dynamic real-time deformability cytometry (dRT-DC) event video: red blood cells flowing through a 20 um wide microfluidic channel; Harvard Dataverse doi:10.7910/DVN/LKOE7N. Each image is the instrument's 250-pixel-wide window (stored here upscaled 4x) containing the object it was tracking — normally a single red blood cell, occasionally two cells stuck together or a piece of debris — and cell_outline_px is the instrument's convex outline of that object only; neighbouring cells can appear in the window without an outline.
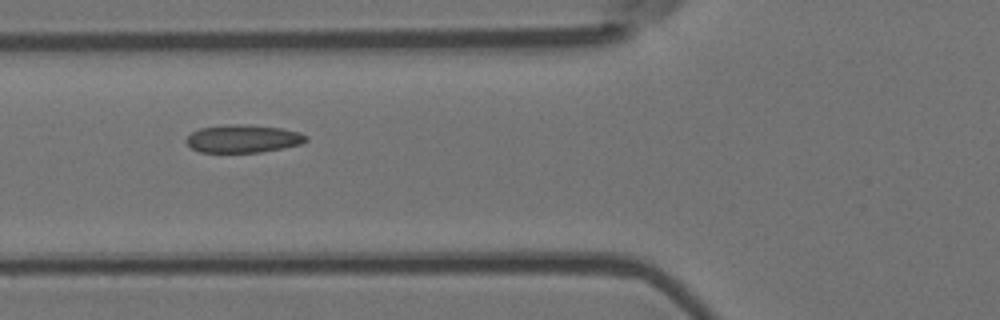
{"species": "Egyptian fruit bat (a non-hibernating species)", "species_latin": "Rousettus aegyptiacus", "temperature_condition": "room temperature", "stored_images_in_passage": 8, "camera_frame_rate_fps": 3000, "um_per_image_px": 0.085, "animal": {"sex": "female"}, "frame": {"image": 1, "passage_image": 6, "time_ms": 1.667, "image_size_px": [1000, 320], "cell_outline_px": [[308, 140], [300, 144], [284, 148], [260, 152], [200, 152], [192, 148], [184, 140], [192, 132], [200, 128], [236, 124], [240, 124], [280, 128], [300, 132], [308, 136]], "centroid_in_image_um": [20.68, 11.79], "position_along_channel_um": 105.1, "area_um2": 19.31}}
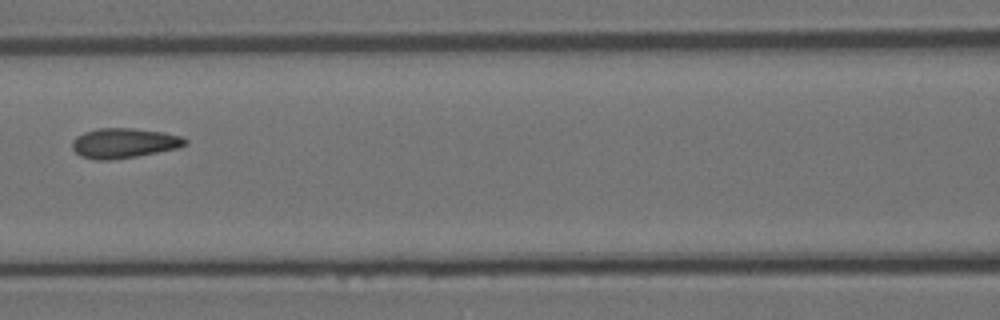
{"frame": {"image": 2, "passage_image": 7, "time_ms": 2.0, "image_size_px": [1000, 320], "cell_outline_px": [[188, 144], [176, 148], [136, 156], [112, 160], [96, 160], [80, 156], [72, 148], [72, 140], [76, 136], [84, 132], [96, 128], [132, 128], [164, 132], [180, 136], [188, 140]], "centroid_in_image_um": [10.51, 12.16], "position_along_channel_um": 156.1, "area_um2": 19.71}}
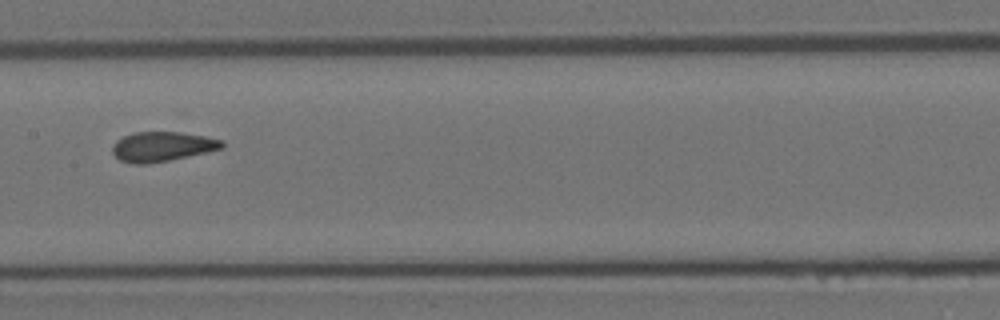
{"frame": {"image": 3, "passage_image": 8, "time_ms": 2.333, "image_size_px": [1000, 320], "cell_outline_px": [[224, 144], [220, 148], [208, 152], [148, 164], [136, 164], [120, 160], [112, 152], [112, 144], [116, 140], [132, 132], [180, 132], [204, 136], [224, 140]], "centroid_in_image_um": [13.76, 12.45], "position_along_channel_um": 193.6, "area_um2": 18.9}}